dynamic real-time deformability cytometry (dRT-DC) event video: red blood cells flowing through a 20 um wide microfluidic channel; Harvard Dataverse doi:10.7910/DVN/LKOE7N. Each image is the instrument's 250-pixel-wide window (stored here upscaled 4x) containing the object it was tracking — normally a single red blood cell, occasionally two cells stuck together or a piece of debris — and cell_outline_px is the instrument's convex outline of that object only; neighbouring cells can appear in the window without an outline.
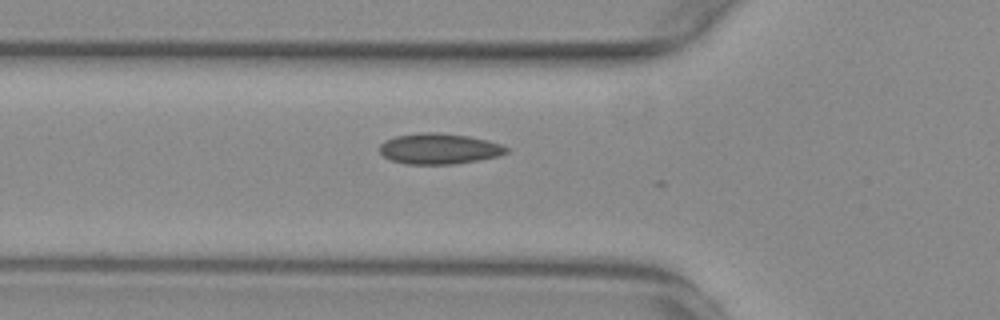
{"species": "common noctule bat (a hibernating species)", "species_latin": "Nyctalus noctula", "temperature_condition": "warm", "stored_images_in_passage": 15, "camera_frame_rate_fps": 3000, "um_per_image_px": 0.085, "animal": {"sex": "female", "body_mass_g": 29.2, "forearm_length_mm": 56.3}, "frame": {"image": 1, "passage_image": 10, "time_ms": 3.0, "image_size_px": [1000, 320], "cell_outline_px": [[508, 152], [496, 156], [476, 160], [452, 164], [404, 164], [392, 160], [384, 156], [380, 152], [380, 144], [384, 140], [396, 136], [420, 132], [436, 132], [468, 136], [488, 140], [500, 144], [508, 148]], "centroid_in_image_um": [37.29, 12.63], "position_along_channel_um": 88.5, "area_um2": 22.54}}
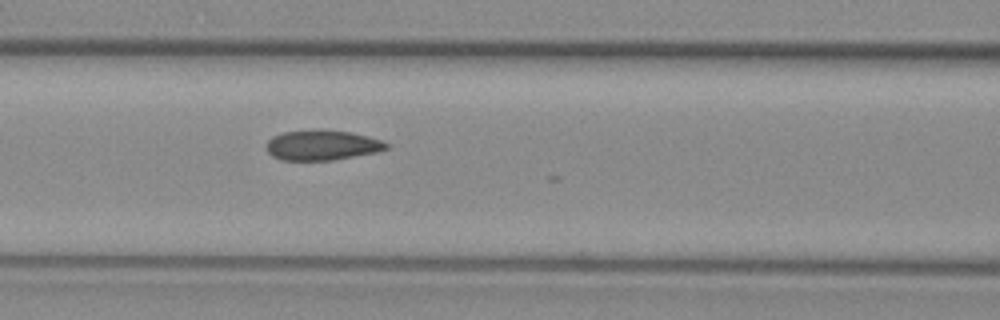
{"frame": {"image": 2, "passage_image": 14, "time_ms": 4.333, "image_size_px": [1000, 320], "cell_outline_px": [[388, 148], [376, 152], [332, 160], [284, 160], [272, 156], [268, 152], [264, 144], [272, 136], [284, 132], [320, 128], [352, 132], [368, 136], [380, 140], [388, 144]], "centroid_in_image_um": [27.34, 12.32], "position_along_channel_um": 139.3, "area_um2": 21.27}}